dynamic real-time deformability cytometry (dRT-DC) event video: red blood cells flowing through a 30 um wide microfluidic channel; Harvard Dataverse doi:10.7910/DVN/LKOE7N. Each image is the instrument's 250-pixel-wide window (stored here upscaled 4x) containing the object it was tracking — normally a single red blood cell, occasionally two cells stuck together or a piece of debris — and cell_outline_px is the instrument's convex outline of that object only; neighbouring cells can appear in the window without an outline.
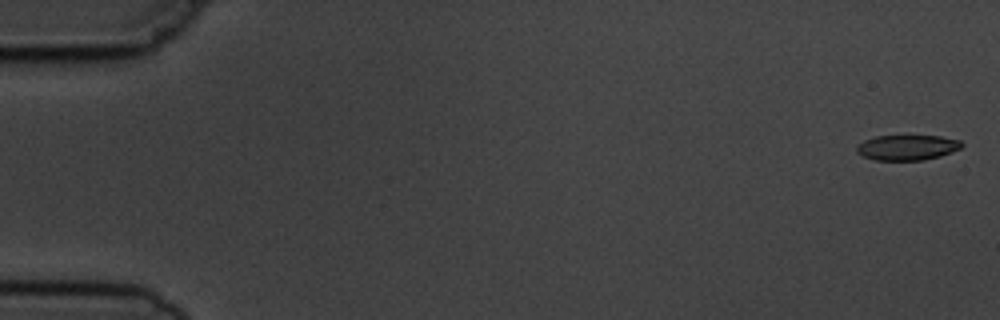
{"species": "common noctule bat (a hibernating species)", "species_latin": "Nyctalus noctula", "temperature_condition": "cold", "stored_images_in_passage": 6, "camera_frame_rate_fps": 3000, "um_per_image_px": 0.085, "animal": {"sex": "male", "body_mass_g": 19.5, "forearm_length_mm": 54.6}, "frame": {"image": 1, "passage_image": 1, "time_ms": 0.0, "image_size_px": [1000, 320], "cell_outline_px": [[964, 144], [960, 148], [952, 152], [940, 156], [924, 160], [876, 160], [864, 156], [856, 152], [856, 148], [864, 140], [876, 136], [940, 136], [960, 140]], "centroid_in_image_um": [77.14, 12.54], "position_along_channel_um": 7.9, "area_um2": 15.37}}
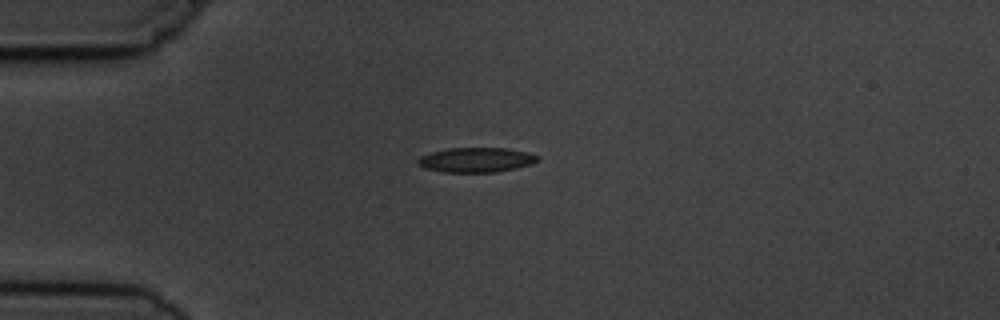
{"frame": {"image": 2, "passage_image": 5, "time_ms": 4.333, "image_size_px": [1000, 320], "cell_outline_px": [[540, 160], [532, 164], [516, 168], [496, 172], [444, 172], [424, 168], [416, 164], [416, 160], [420, 156], [432, 152], [448, 148], [508, 148], [528, 152], [540, 156]], "centroid_in_image_um": [40.49, 13.59], "position_along_channel_um": 44.5, "area_um2": 17.46}}